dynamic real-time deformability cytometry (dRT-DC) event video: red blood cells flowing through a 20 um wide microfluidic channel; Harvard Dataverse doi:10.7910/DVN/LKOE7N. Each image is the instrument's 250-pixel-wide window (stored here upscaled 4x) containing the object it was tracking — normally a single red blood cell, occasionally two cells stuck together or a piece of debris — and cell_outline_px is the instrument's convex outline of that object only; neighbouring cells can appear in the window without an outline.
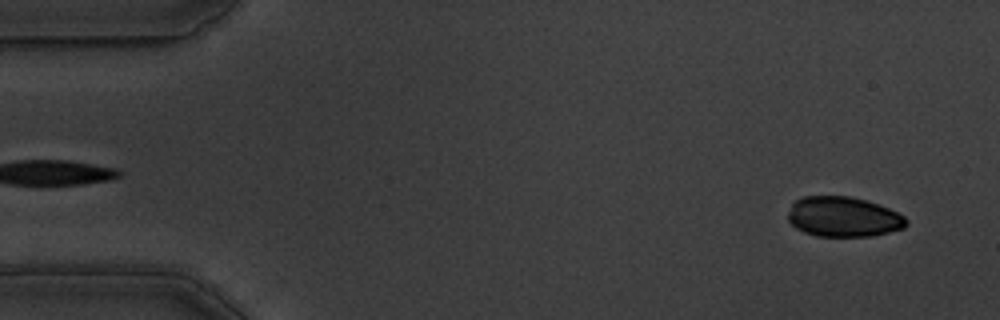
{"species": "common noctule bat (a hibernating species)", "species_latin": "Nyctalus noctula", "temperature_condition": "warm", "stored_images_in_passage": 56, "camera_frame_rate_fps": 3000, "um_per_image_px": 0.085, "animal": {"sex": "male", "body_mass_g": 19.5, "forearm_length_mm": 54.6}, "frame": {"image": 1, "passage_image": 3, "time_ms": 0.667, "image_size_px": [1000, 320], "cell_outline_px": [[908, 224], [904, 228], [872, 236], [816, 236], [804, 232], [796, 228], [788, 220], [788, 212], [792, 204], [796, 200], [804, 196], [848, 196], [868, 200], [880, 204], [904, 216], [908, 220]], "centroid_in_image_um": [71.69, 18.43], "position_along_channel_um": 13.3, "area_um2": 27.74}}
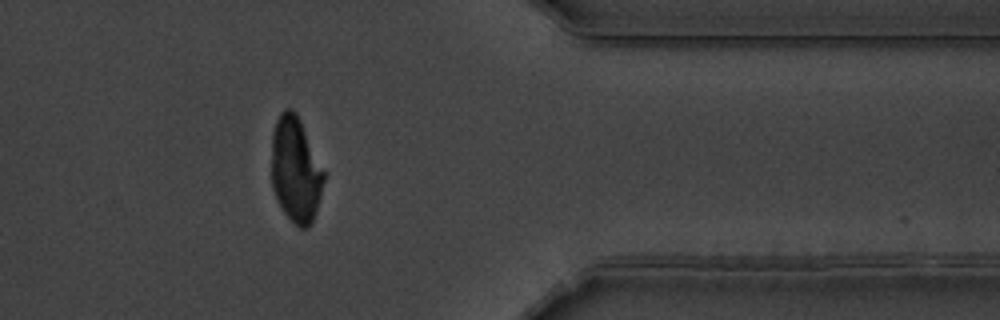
{"frame": {"image": 2, "passage_image": 45, "time_ms": 14.667, "image_size_px": [1000, 320], "cell_outline_px": [[324, 180], [316, 212], [312, 224], [308, 228], [300, 228], [284, 212], [276, 200], [272, 188], [272, 132], [276, 120], [280, 112], [284, 108], [292, 108], [296, 112], [300, 120], [324, 172]], "centroid_in_image_um": [25.11, 14.43], "position_along_channel_um": 386.3, "area_um2": 32.02}}
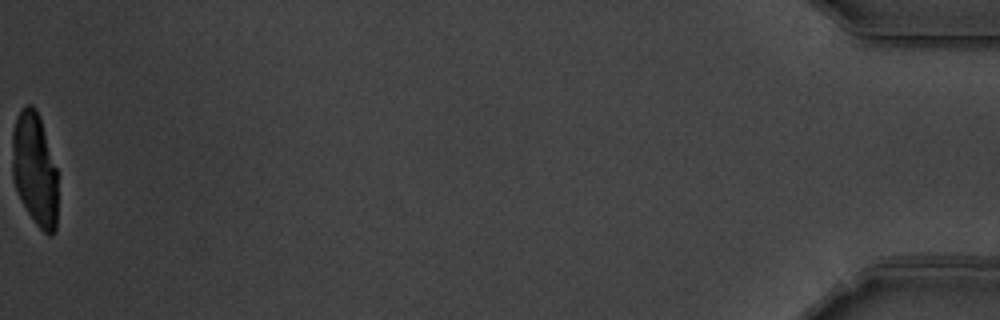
{"frame": {"image": 3, "passage_image": 56, "time_ms": 18.333, "image_size_px": [1000, 320], "cell_outline_px": [[56, 232], [52, 236], [48, 236], [36, 224], [28, 212], [16, 188], [12, 176], [12, 128], [16, 116], [20, 108], [24, 104], [32, 104], [36, 108], [40, 116], [56, 168]], "centroid_in_image_um": [2.93, 14.32], "position_along_channel_um": 432.3, "area_um2": 30.17}}